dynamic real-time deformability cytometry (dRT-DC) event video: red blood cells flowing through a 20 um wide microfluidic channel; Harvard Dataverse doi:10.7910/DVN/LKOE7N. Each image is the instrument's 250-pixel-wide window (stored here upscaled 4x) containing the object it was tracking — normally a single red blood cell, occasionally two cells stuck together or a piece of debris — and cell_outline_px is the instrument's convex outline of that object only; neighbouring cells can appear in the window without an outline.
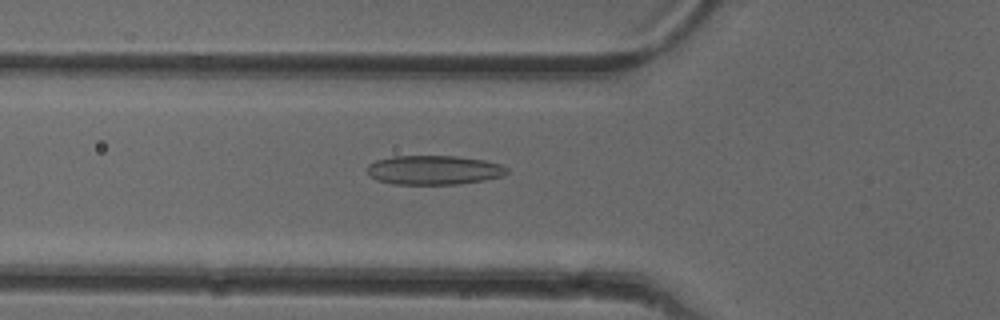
{"species": "common noctule bat (a hibernating species)", "species_latin": "Nyctalus noctula", "temperature_condition": "cold", "stored_images_in_passage": 37, "camera_frame_rate_fps": 3000, "um_per_image_px": 0.085, "animal": {"sex": "female"}, "frame": {"image": 1, "passage_image": 4, "time_ms": 1.0, "image_size_px": [1000, 320], "cell_outline_px": [[508, 172], [504, 176], [484, 180], [460, 184], [392, 184], [376, 180], [364, 168], [368, 164], [376, 160], [392, 156], [456, 156], [484, 160], [500, 164], [508, 168]], "centroid_in_image_um": [36.87, 14.45], "position_along_channel_um": 88.9, "area_um2": 23.99}}
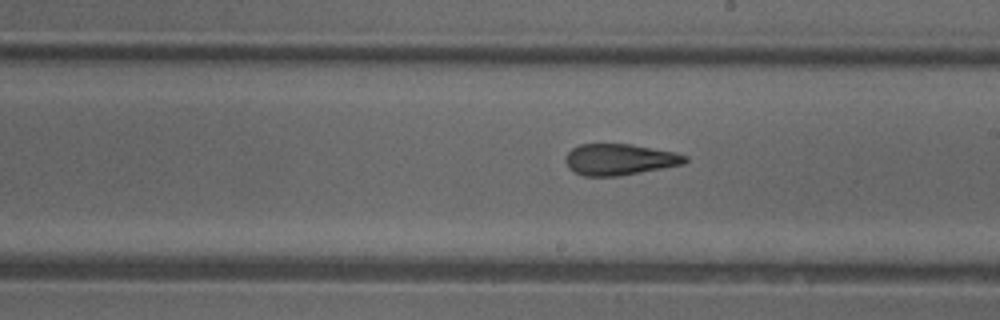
{"frame": {"image": 2, "passage_image": 15, "time_ms": 4.667, "image_size_px": [1000, 320], "cell_outline_px": [[688, 160], [684, 164], [620, 176], [584, 176], [568, 168], [564, 160], [568, 152], [572, 148], [580, 144], [628, 144], [676, 152], [688, 156]], "centroid_in_image_um": [52.66, 13.56], "position_along_channel_um": 236.3, "area_um2": 21.79}}
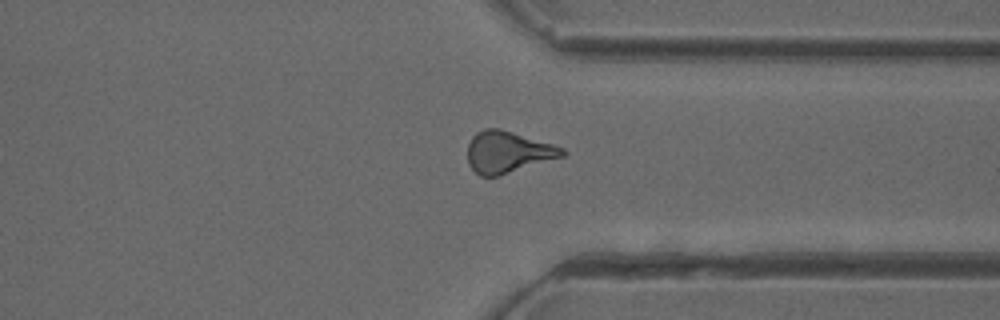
{"frame": {"image": 3, "passage_image": 25, "time_ms": 8.0, "image_size_px": [1000, 320], "cell_outline_px": [[568, 152], [564, 156], [500, 176], [480, 176], [468, 164], [468, 144], [472, 136], [476, 132], [484, 128], [500, 128], [552, 144], [564, 148]], "centroid_in_image_um": [43.16, 12.92], "position_along_channel_um": 368.2, "area_um2": 23.06}, "authors_computed_cell_mechanics": {"area_um2": 21.964, "velocity_mm_per_s": 3.9962, "shape_relaxation_time_tau1_ms": null, "shape_relaxation_time_tau2_ms": 2.5398, "deformation_change_tau1": null, "deformation_change_tau2": 0.1283}}